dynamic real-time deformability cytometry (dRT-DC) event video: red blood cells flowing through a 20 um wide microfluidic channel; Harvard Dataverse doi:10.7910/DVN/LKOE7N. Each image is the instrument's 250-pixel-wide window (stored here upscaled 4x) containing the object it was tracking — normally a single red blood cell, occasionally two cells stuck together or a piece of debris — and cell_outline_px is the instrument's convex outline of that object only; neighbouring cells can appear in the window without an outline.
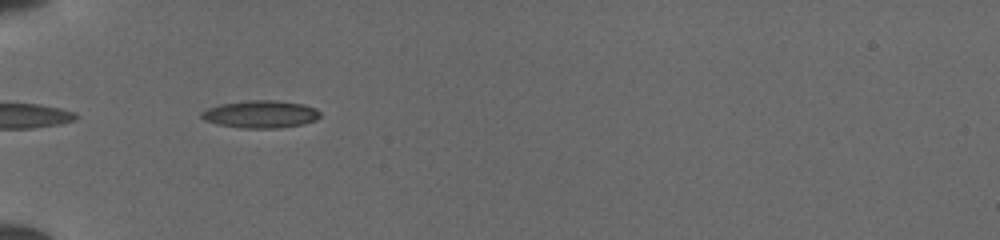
{"species": "common noctule bat (a hibernating species)", "species_latin": "Nyctalus noctula", "temperature_condition": "cold", "stored_images_in_passage": 35, "camera_frame_rate_fps": 3000, "um_per_image_px": 0.085, "animal": {"sex": "female", "body_mass_g": 19.5, "forearm_length_mm": 54.1}, "frame": {"image": 1, "passage_image": 2, "time_ms": 0.333, "image_size_px": [1000, 240], "cell_outline_px": [[320, 116], [316, 120], [304, 124], [276, 128], [240, 128], [216, 124], [204, 120], [200, 116], [200, 112], [208, 108], [220, 104], [248, 100], [276, 100], [304, 104], [316, 108], [320, 112]], "centroid_in_image_um": [22.15, 9.7], "position_along_channel_um": 62.9, "area_um2": 19.19}}
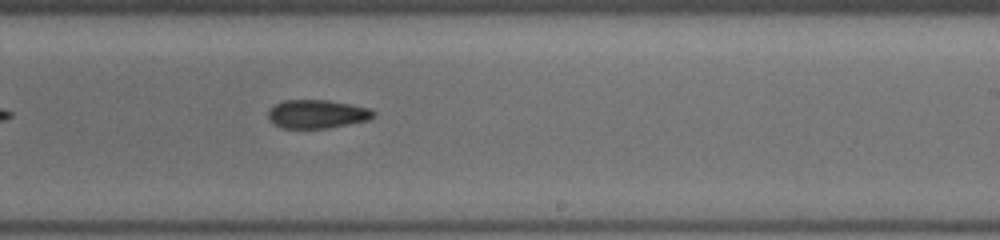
{"frame": {"image": 2, "passage_image": 17, "time_ms": 5.333, "image_size_px": [1000, 240], "cell_outline_px": [[376, 116], [368, 120], [328, 128], [280, 128], [272, 124], [268, 120], [268, 112], [276, 104], [284, 100], [328, 100], [372, 108], [376, 112]], "centroid_in_image_um": [26.97, 9.7], "position_along_channel_um": 262.0, "area_um2": 17.69}}
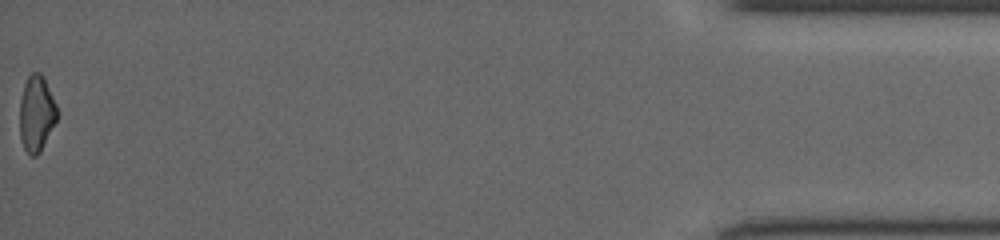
{"frame": {"image": 3, "passage_image": 35, "time_ms": 11.333, "image_size_px": [1000, 240], "cell_outline_px": [[56, 120], [40, 152], [36, 156], [32, 156], [24, 148], [20, 140], [20, 100], [24, 84], [28, 76], [32, 72], [40, 72], [44, 76], [56, 104]], "centroid_in_image_um": [3.08, 9.62], "position_along_channel_um": 432.1, "area_um2": 16.42}}